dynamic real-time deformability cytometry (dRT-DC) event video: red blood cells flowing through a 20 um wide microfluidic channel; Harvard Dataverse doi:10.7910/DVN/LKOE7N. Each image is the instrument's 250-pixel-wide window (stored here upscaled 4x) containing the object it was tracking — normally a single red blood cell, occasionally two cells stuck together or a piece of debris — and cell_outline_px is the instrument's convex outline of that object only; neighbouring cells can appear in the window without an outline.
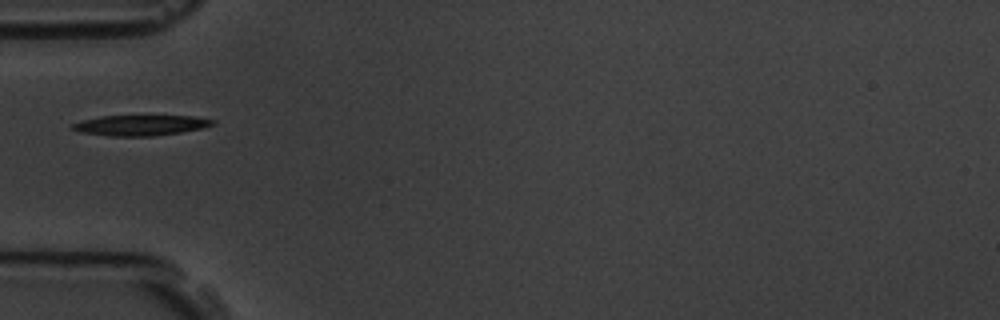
{"species": "common noctule bat (a hibernating species)", "species_latin": "Nyctalus noctula", "temperature_condition": "room temperature", "stored_images_in_passage": 40, "camera_frame_rate_fps": 3000, "um_per_image_px": 0.085, "animal": {"sex": "male", "body_mass_g": 19.5, "forearm_length_mm": 54.6}, "frame": {"image": 1, "passage_image": 1, "time_ms": 0.0, "image_size_px": [1000, 320], "cell_outline_px": [[216, 124], [204, 128], [180, 132], [152, 136], [112, 136], [84, 132], [72, 128], [72, 124], [84, 120], [100, 116], [192, 116], [216, 120]], "centroid_in_image_um": [12.04, 10.64], "position_along_channel_um": 73.0, "area_um2": 16.47}}
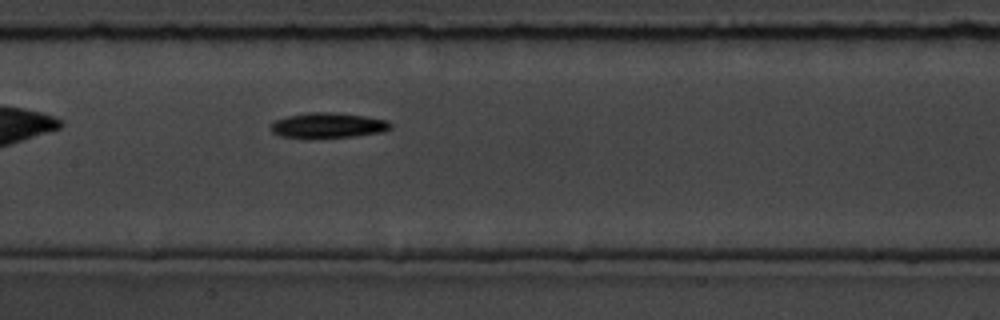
{"frame": {"image": 2, "passage_image": 10, "time_ms": 3.0, "image_size_px": [1000, 320], "cell_outline_px": [[392, 128], [384, 132], [352, 136], [312, 140], [308, 140], [280, 136], [272, 132], [268, 128], [276, 120], [288, 116], [312, 112], [332, 112], [368, 116], [388, 120], [392, 124]], "centroid_in_image_um": [27.88, 10.69], "position_along_channel_um": 179.5, "area_um2": 18.26}}
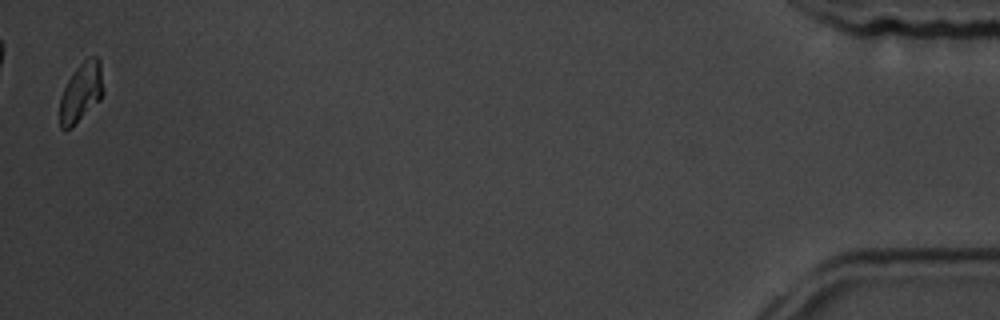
{"frame": {"image": 3, "passage_image": 39, "time_ms": 12.667, "image_size_px": [1000, 320], "cell_outline_px": [[104, 92], [100, 100], [72, 128], [60, 128], [60, 96], [72, 72], [88, 56], [96, 56], [100, 60]], "centroid_in_image_um": [6.91, 7.83], "position_along_channel_um": 428.3, "area_um2": 15.14}}